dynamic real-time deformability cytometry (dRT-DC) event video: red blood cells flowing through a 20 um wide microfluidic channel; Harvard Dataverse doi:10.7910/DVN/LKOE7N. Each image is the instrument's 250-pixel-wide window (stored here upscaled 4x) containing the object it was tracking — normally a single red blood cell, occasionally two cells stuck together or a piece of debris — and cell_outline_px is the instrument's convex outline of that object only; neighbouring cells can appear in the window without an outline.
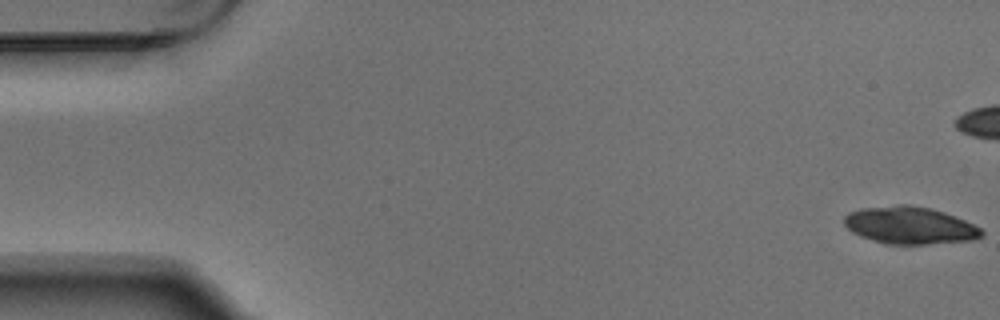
{"species": "Egyptian fruit bat (a non-hibernating species)", "species_latin": "Rousettus aegyptiacus", "temperature_condition": "warm", "stored_images_in_passage": 10, "camera_frame_rate_fps": 3000, "um_per_image_px": 0.085, "animal": {"sex": "male"}, "frame": {"image": 1, "passage_image": 1, "time_ms": 0.0, "image_size_px": [1000, 320], "cell_outline_px": [[984, 236], [972, 240], [928, 244], [888, 244], [872, 240], [860, 236], [852, 232], [844, 224], [844, 216], [848, 212], [860, 208], [896, 204], [908, 204], [932, 208], [944, 212], [964, 220], [980, 228], [984, 232]], "centroid_in_image_um": [77.31, 19.14], "position_along_channel_um": 7.7, "area_um2": 30.06}}
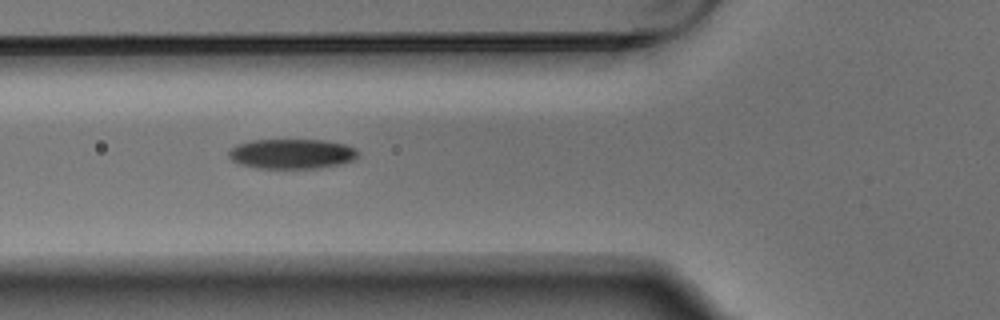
{"frame": {"image": 2, "passage_image": 7, "time_ms": 2.0, "image_size_px": [1000, 320], "cell_outline_px": [[356, 156], [352, 160], [340, 164], [320, 168], [256, 168], [240, 164], [232, 160], [228, 156], [228, 152], [232, 148], [240, 144], [252, 140], [324, 140], [344, 144], [356, 148]], "centroid_in_image_um": [24.79, 13.08], "position_along_channel_um": 101.0, "area_um2": 22.31}}
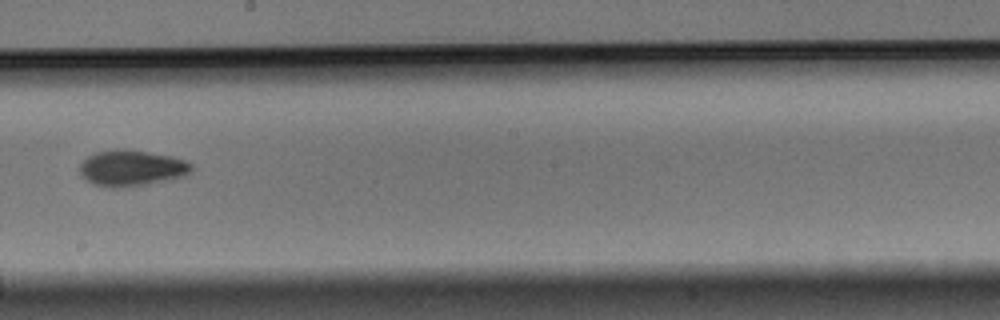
{"frame": {"image": 3, "passage_image": 10, "time_ms": 3.0, "image_size_px": [1000, 320], "cell_outline_px": [[196, 168], [188, 176], [148, 184], [116, 188], [112, 188], [92, 184], [80, 176], [80, 164], [88, 156], [96, 152], [116, 148], [124, 148], [172, 156], [184, 160], [192, 164]], "centroid_in_image_um": [11.22, 14.29], "position_along_channel_um": 237.0, "area_um2": 23.93}}